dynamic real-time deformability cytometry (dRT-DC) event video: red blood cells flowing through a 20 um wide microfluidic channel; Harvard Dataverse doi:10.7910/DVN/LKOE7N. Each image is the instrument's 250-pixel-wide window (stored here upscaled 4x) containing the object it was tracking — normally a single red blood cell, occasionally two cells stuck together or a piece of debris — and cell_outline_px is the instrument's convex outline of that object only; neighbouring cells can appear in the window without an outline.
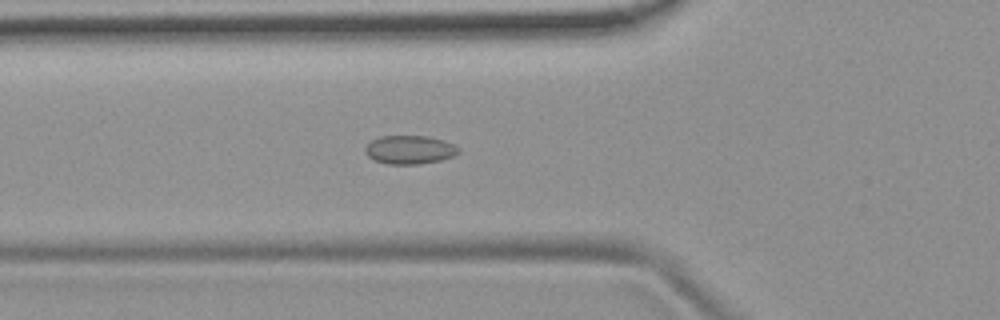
{"species": "common noctule bat (a hibernating species)", "species_latin": "Nyctalus noctula", "temperature_condition": "room temperature", "stored_images_in_passage": 54, "camera_frame_rate_fps": 3000, "um_per_image_px": 0.085, "animal": {"sex": "female", "body_mass_g": 19.9}, "frame": {"image": 1, "passage_image": 19, "time_ms": 6.0, "image_size_px": [1000, 320], "cell_outline_px": [[460, 152], [452, 156], [440, 160], [420, 164], [388, 164], [376, 160], [368, 156], [364, 152], [364, 148], [372, 140], [380, 136], [428, 136], [444, 140], [460, 148]], "centroid_in_image_um": [34.82, 12.72], "position_along_channel_um": 91.0, "area_um2": 15.49}}
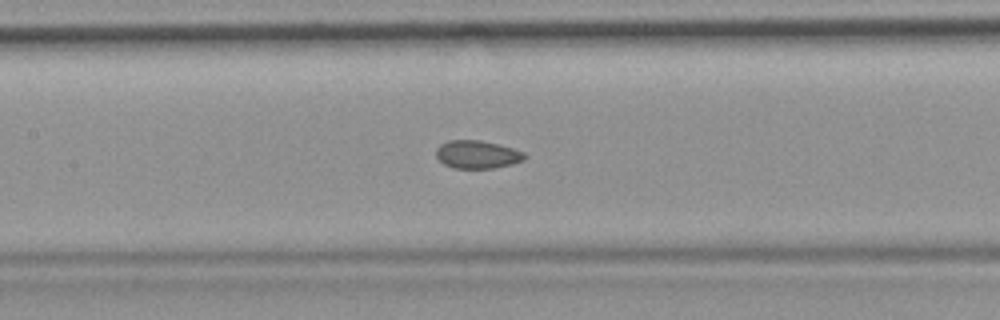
{"frame": {"image": 2, "passage_image": 25, "time_ms": 8.0, "image_size_px": [1000, 320], "cell_outline_px": [[528, 156], [524, 160], [512, 164], [492, 168], [452, 168], [444, 164], [436, 156], [436, 148], [440, 144], [448, 140], [480, 140], [500, 144], [524, 152]], "centroid_in_image_um": [40.57, 13.12], "position_along_channel_um": 166.8, "area_um2": 14.57}}
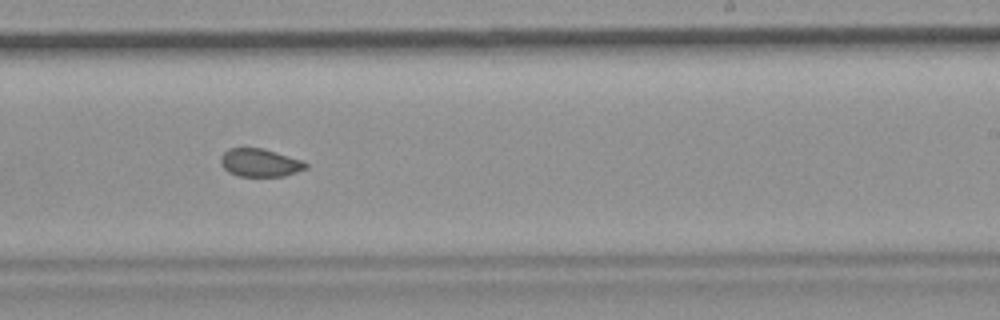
{"frame": {"image": 3, "passage_image": 33, "time_ms": 10.667, "image_size_px": [1000, 320], "cell_outline_px": [[308, 168], [284, 176], [240, 176], [228, 172], [220, 164], [220, 156], [228, 148], [264, 148], [304, 160], [308, 164]], "centroid_in_image_um": [22.11, 13.82], "position_along_channel_um": 266.9, "area_um2": 14.1}, "authors_computed_cell_mechanics": {"area_um2": 15.0569, "velocity_mm_per_s": 3.7726, "shape_relaxation_time_tau1_ms": null, "shape_relaxation_time_tau2_ms": 1.3368, "deformation_change_tau1": null, "deformation_change_tau2": 0.0441}}